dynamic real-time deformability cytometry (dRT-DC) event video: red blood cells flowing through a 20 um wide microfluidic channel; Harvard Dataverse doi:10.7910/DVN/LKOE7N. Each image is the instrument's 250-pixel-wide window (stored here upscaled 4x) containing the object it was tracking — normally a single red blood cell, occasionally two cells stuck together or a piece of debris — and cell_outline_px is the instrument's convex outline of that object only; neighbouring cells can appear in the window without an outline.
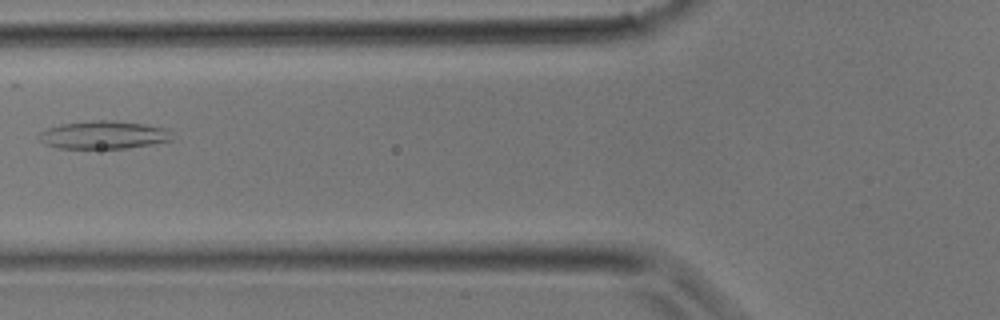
{"species": "common noctule bat (a hibernating species)", "species_latin": "Nyctalus noctula", "temperature_condition": "room temperature", "stored_images_in_passage": 32, "camera_frame_rate_fps": 3000, "um_per_image_px": 0.085, "animal": {"sex": "male", "body_mass_g": 17.9}, "frame": {"image": 1, "passage_image": 11, "time_ms": 3.333, "image_size_px": [1000, 320], "cell_outline_px": [[172, 140], [152, 144], [124, 148], [56, 148], [44, 144], [40, 140], [40, 132], [48, 128], [60, 124], [92, 120], [112, 120], [144, 124], [168, 128], [172, 132]], "centroid_in_image_um": [8.82, 11.46], "position_along_channel_um": 117.0, "area_um2": 21.73}}
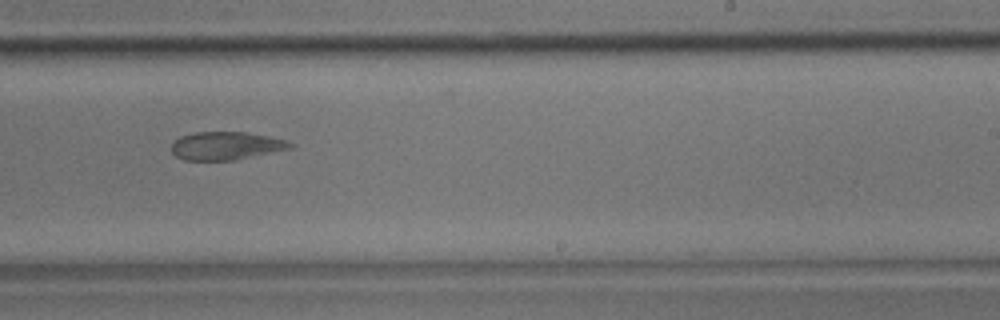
{"frame": {"image": 2, "passage_image": 19, "time_ms": 6.0, "image_size_px": [1000, 320], "cell_outline_px": [[292, 148], [236, 160], [184, 160], [176, 156], [172, 152], [172, 144], [180, 136], [196, 132], [244, 132], [284, 140], [292, 144]], "centroid_in_image_um": [19.17, 12.4], "position_along_channel_um": 269.8, "area_um2": 19.13}}
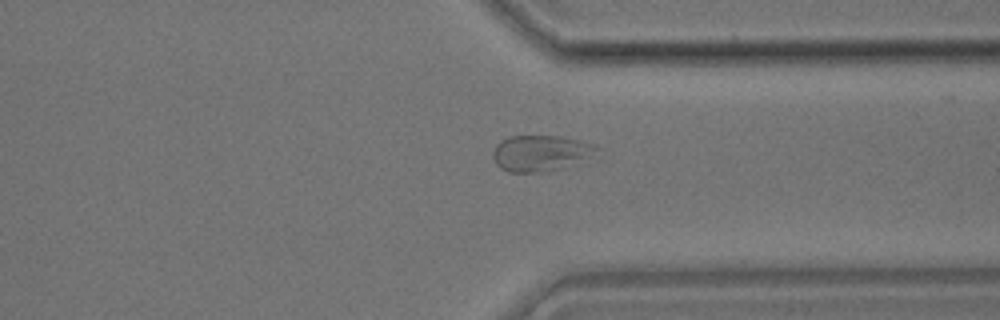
{"frame": {"image": 3, "passage_image": 24, "time_ms": 7.667, "image_size_px": [1000, 320], "cell_outline_px": [[600, 148], [556, 168], [540, 172], [508, 172], [500, 168], [496, 164], [492, 156], [492, 152], [496, 144], [500, 140], [508, 136], [560, 136], [580, 140], [592, 144]], "centroid_in_image_um": [45.75, 12.98], "position_along_channel_um": 365.7, "area_um2": 20.75}}